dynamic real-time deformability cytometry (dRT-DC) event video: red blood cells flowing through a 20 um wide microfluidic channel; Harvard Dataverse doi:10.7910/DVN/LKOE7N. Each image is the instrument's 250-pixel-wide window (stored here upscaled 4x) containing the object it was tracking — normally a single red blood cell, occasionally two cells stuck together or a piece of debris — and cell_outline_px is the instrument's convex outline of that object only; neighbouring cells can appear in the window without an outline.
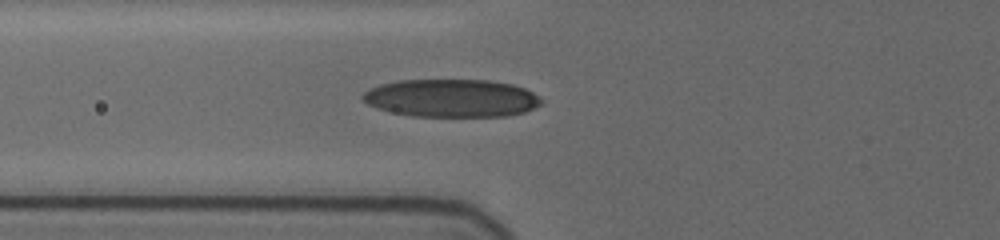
{"species": "human", "species_latin": "Homo sapiens", "temperature_condition": "cold", "stored_images_in_passage": 28, "camera_frame_rate_fps": 3000, "um_per_image_px": 0.085, "donor": {"sex": "female"}, "frame": {"image": 1, "passage_image": 5, "time_ms": 2.0, "image_size_px": [1000, 240], "cell_outline_px": [[544, 100], [540, 104], [524, 112], [508, 116], [412, 116], [392, 112], [368, 104], [360, 96], [364, 92], [380, 84], [400, 80], [488, 80], [512, 84], [524, 88], [540, 96]], "centroid_in_image_um": [38.4, 8.34], "position_along_channel_um": 87.4, "area_um2": 39.3}}
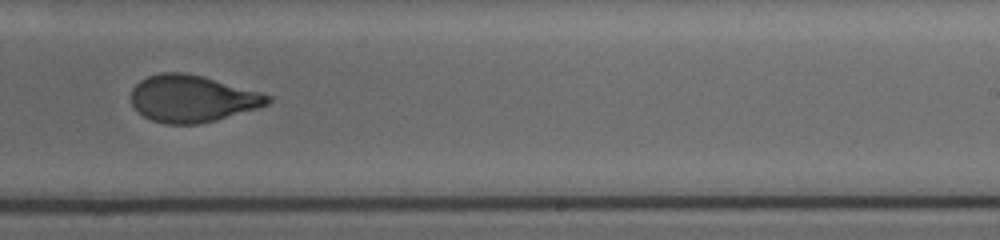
{"frame": {"image": 2, "passage_image": 16, "time_ms": 7.0, "image_size_px": [1000, 240], "cell_outline_px": [[272, 100], [268, 104], [256, 108], [216, 120], [196, 124], [164, 124], [152, 120], [144, 116], [132, 104], [132, 88], [140, 80], [148, 76], [160, 72], [184, 72], [200, 76], [260, 92], [272, 96]], "centroid_in_image_um": [16.32, 8.38], "position_along_channel_um": 272.7, "area_um2": 36.93}}
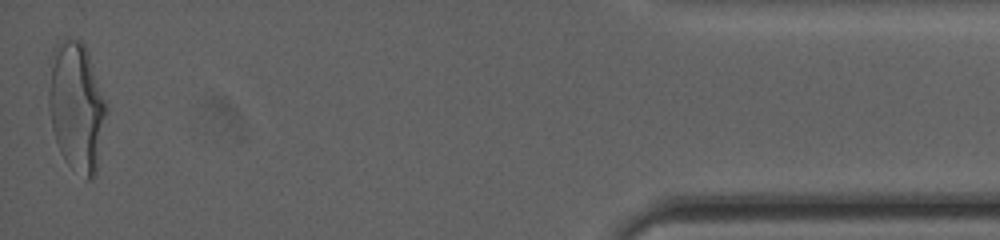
{"frame": {"image": 3, "passage_image": 28, "time_ms": 13.0, "image_size_px": [1000, 240], "cell_outline_px": [[108, 108], [96, 172], [92, 180], [88, 180], [68, 164], [64, 160], [60, 152], [52, 128], [48, 108], [48, 88], [52, 48], [60, 40], [80, 40], [84, 44], [88, 52]], "centroid_in_image_um": [6.49, 9.06], "position_along_channel_um": 428.7, "area_um2": 43.52}, "authors_computed_cell_mechanics": {"area_um2": 38.0902, "velocity_mm_per_s": 3.688, "shape_relaxation_time_tau1_ms": 4.2272, "shape_relaxation_time_tau2_ms": 1.0369, "deformation_change_tau1": 0.183, "deformation_change_tau2": 0.075}}